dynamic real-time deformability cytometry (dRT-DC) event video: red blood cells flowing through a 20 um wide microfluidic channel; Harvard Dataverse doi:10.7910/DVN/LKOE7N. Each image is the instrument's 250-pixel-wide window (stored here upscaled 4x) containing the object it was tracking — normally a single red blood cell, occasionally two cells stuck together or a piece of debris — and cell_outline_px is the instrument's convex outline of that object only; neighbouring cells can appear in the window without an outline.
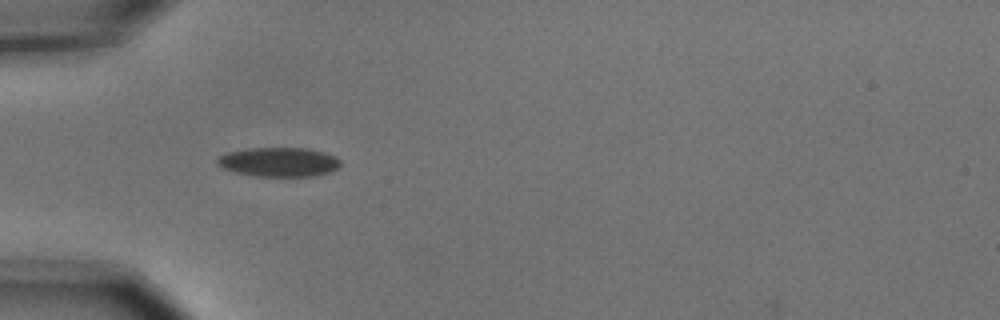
{"species": "common noctule bat (a hibernating species)", "species_latin": "Nyctalus noctula", "temperature_condition": "cold", "stored_images_in_passage": 6, "camera_frame_rate_fps": 3000, "um_per_image_px": 0.085, "animal": {"sex": "male", "body_mass_g": 15.6}, "frame": {"image": 1, "passage_image": 5, "time_ms": 1.333, "image_size_px": [1000, 320], "cell_outline_px": [[340, 164], [336, 168], [328, 172], [316, 176], [256, 176], [232, 172], [216, 164], [216, 160], [220, 156], [228, 152], [248, 148], [308, 148], [332, 156], [340, 160]], "centroid_in_image_um": [23.64, 13.77], "position_along_channel_um": 61.4, "area_um2": 20.81}}
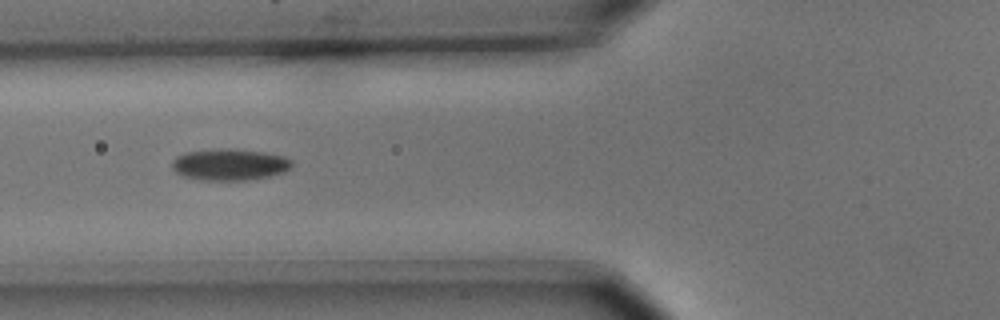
{"frame": {"image": 2, "passage_image": 6, "time_ms": 1.667, "image_size_px": [1000, 320], "cell_outline_px": [[292, 164], [284, 172], [268, 176], [244, 180], [200, 180], [184, 176], [176, 172], [172, 168], [172, 160], [176, 156], [184, 152], [224, 148], [232, 148], [264, 152], [284, 156], [292, 160]], "centroid_in_image_um": [19.49, 13.97], "position_along_channel_um": 106.3, "area_um2": 22.02}}